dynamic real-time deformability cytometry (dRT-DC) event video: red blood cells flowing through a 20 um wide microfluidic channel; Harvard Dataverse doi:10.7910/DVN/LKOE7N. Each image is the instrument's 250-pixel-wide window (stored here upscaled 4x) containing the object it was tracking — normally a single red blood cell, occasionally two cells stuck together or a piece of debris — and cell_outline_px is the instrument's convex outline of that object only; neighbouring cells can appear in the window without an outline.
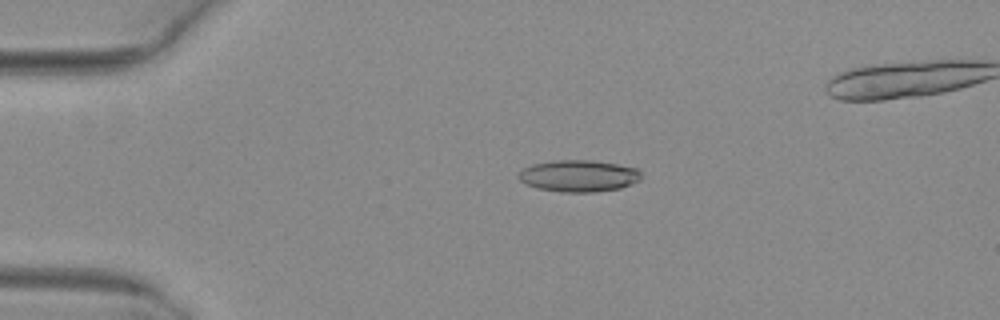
{"species": "common noctule bat (a hibernating species)", "species_latin": "Nyctalus noctula", "temperature_condition": "warm", "stored_images_in_passage": 4, "camera_frame_rate_fps": 3000, "um_per_image_px": 0.085, "animal": {"sex": "female", "body_mass_g": 29.2, "forearm_length_mm": 56.3}, "frame": {"image": 1, "passage_image": 2, "time_ms": 0.333, "image_size_px": [1000, 320], "cell_outline_px": [[640, 180], [620, 188], [596, 192], [560, 192], [536, 188], [524, 184], [516, 176], [524, 168], [532, 164], [552, 160], [592, 160], [616, 164], [636, 168], [640, 172]], "centroid_in_image_um": [49.14, 14.95], "position_along_channel_um": 35.9, "area_um2": 22.77}}